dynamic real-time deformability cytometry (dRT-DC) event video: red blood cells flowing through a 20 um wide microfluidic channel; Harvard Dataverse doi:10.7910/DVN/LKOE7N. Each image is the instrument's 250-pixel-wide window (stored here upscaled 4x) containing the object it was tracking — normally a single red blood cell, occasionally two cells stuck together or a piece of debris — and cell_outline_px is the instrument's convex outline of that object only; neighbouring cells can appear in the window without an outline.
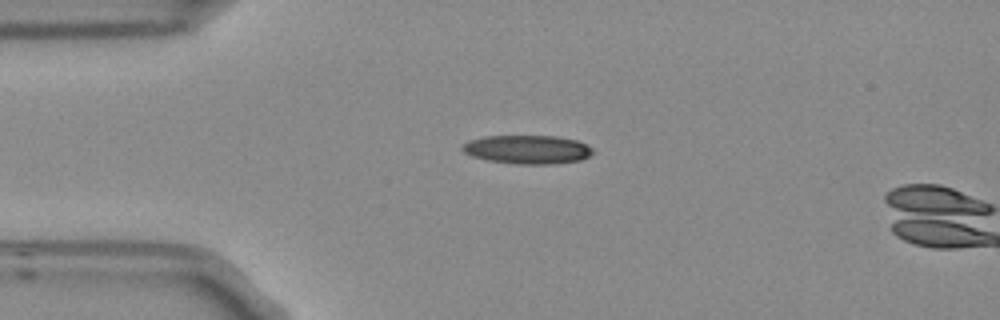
{"species": "Egyptian fruit bat (a non-hibernating species)", "species_latin": "Rousettus aegyptiacus", "temperature_condition": "room temperature", "stored_images_in_passage": 2, "camera_frame_rate_fps": 3000, "um_per_image_px": 0.085, "frame": {"image": 1, "passage_image": 1, "time_ms": 0.0, "image_size_px": [1000, 320], "cell_outline_px": [[596, 152], [580, 160], [552, 164], [516, 164], [488, 160], [472, 156], [464, 152], [460, 148], [468, 140], [484, 136], [556, 136], [576, 140], [592, 148]], "centroid_in_image_um": [44.82, 12.7], "position_along_channel_um": 40.2, "area_um2": 21.79}}